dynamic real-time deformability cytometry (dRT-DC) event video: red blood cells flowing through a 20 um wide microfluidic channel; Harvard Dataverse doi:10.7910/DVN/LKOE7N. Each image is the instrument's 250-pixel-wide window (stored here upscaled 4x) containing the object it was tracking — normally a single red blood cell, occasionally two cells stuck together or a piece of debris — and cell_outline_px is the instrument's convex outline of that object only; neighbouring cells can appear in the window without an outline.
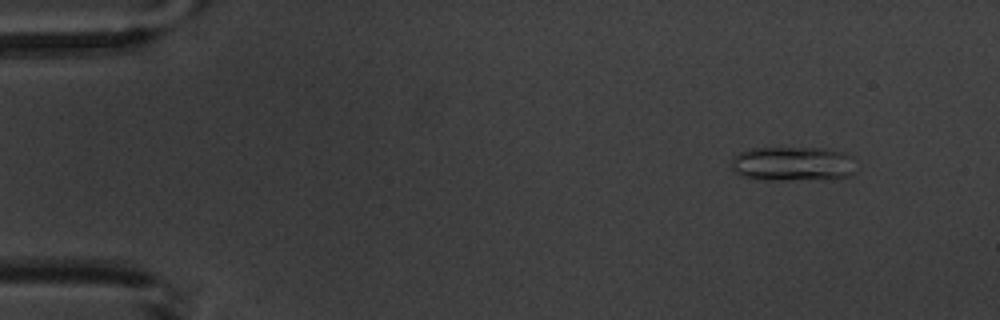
{"species": "common noctule bat (a hibernating species)", "species_latin": "Nyctalus noctula", "temperature_condition": "warm", "stored_images_in_passage": 5, "camera_frame_rate_fps": 3000, "um_per_image_px": 0.085, "animal": {"sex": "male", "body_mass_g": 20.1, "forearm_length_mm": 53.5}, "frame": {"image": 1, "passage_image": 2, "time_ms": 1.333, "image_size_px": [1000, 320], "cell_outline_px": [[856, 172], [848, 176], [832, 180], [752, 180], [740, 176], [732, 172], [732, 156], [748, 148], [824, 148], [844, 152], [852, 156]], "centroid_in_image_um": [67.37, 13.95], "position_along_channel_um": 17.6, "area_um2": 26.01}}